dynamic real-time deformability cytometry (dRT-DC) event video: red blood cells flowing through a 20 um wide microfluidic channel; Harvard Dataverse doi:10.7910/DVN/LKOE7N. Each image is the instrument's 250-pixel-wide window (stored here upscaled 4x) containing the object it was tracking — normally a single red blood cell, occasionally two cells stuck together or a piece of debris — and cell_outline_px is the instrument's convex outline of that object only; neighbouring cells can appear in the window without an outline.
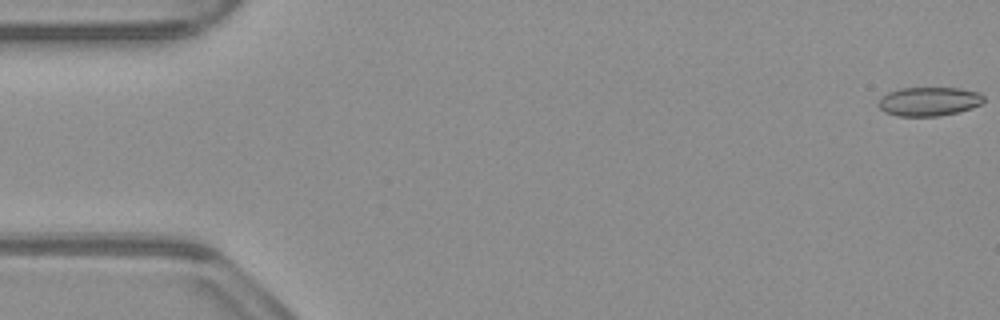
{"species": "common noctule bat (a hibernating species)", "species_latin": "Nyctalus noctula", "temperature_condition": "warm", "stored_images_in_passage": 17, "camera_frame_rate_fps": 3000, "um_per_image_px": 0.085, "animal": {"sex": "male", "body_mass_g": 23.1, "forearm_length_mm": 52.7}, "frame": {"image": 1, "passage_image": 1, "time_ms": 0.0, "image_size_px": [1000, 320], "cell_outline_px": [[984, 100], [980, 104], [972, 108], [960, 112], [940, 116], [896, 116], [884, 112], [876, 104], [880, 96], [888, 92], [900, 88], [960, 88], [980, 92], [984, 96]], "centroid_in_image_um": [78.94, 8.62], "position_along_channel_um": 6.1, "area_um2": 18.09}}
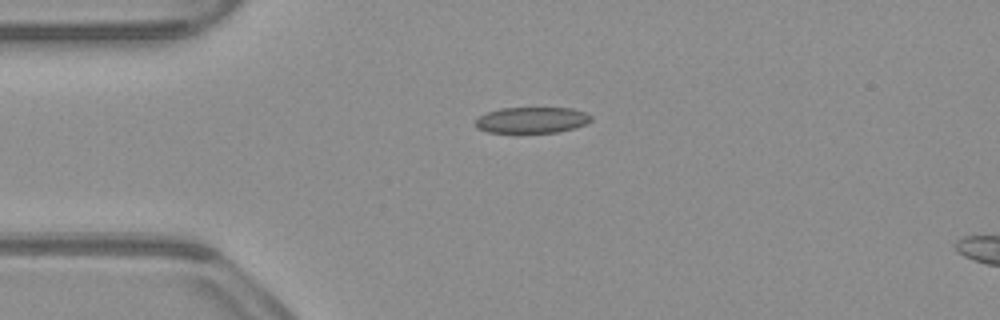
{"frame": {"image": 2, "passage_image": 13, "time_ms": 4.0, "image_size_px": [1000, 320], "cell_outline_px": [[592, 120], [588, 124], [556, 132], [516, 136], [488, 132], [476, 128], [476, 120], [480, 116], [488, 112], [500, 108], [572, 108], [588, 112], [592, 116]], "centroid_in_image_um": [45.2, 10.25], "position_along_channel_um": 39.8, "area_um2": 18.5}}